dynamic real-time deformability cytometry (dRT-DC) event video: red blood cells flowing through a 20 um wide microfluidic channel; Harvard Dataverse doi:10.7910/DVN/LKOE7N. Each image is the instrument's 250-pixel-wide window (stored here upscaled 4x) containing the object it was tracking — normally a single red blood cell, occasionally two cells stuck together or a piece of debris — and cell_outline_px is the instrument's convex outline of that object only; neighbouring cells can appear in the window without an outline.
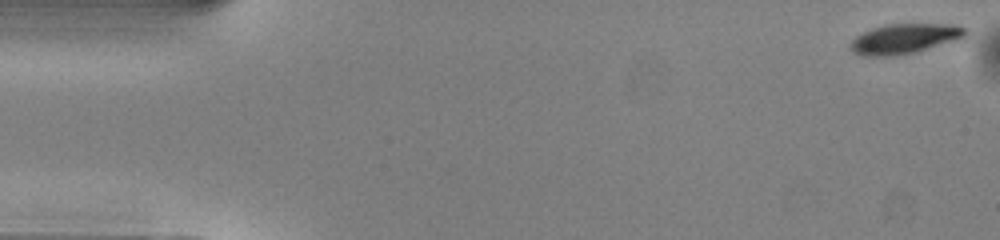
{"species": "common noctule bat (a hibernating species)", "species_latin": "Nyctalus noctula", "temperature_condition": "warm", "stored_images_in_passage": 51, "camera_frame_rate_fps": 3000, "um_per_image_px": 0.085, "animal": {"sex": "male", "body_mass_g": 13.0, "forearm_length_mm": 53.1}, "frame": {"image": 1, "passage_image": 1, "time_ms": 0.0, "image_size_px": [1000, 240], "cell_outline_px": [[968, 36], [964, 40], [916, 52], [896, 56], [860, 56], [852, 52], [848, 44], [856, 36], [872, 28], [888, 24], [952, 24], [968, 28]], "centroid_in_image_um": [76.98, 3.3], "position_along_channel_um": 8.0, "area_um2": 20.81}}
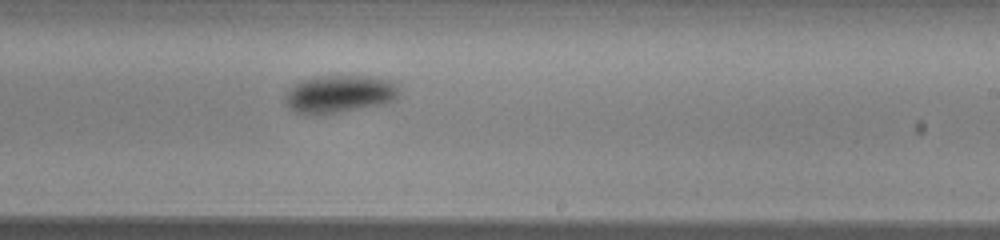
{"frame": {"image": 2, "passage_image": 30, "time_ms": 9.667, "image_size_px": [1000, 240], "cell_outline_px": [[400, 96], [384, 104], [340, 112], [312, 116], [304, 116], [292, 112], [288, 108], [284, 100], [284, 96], [300, 80], [312, 76], [368, 76], [388, 80], [400, 88]], "centroid_in_image_um": [28.79, 8.02], "position_along_channel_um": 260.2, "area_um2": 25.49}}
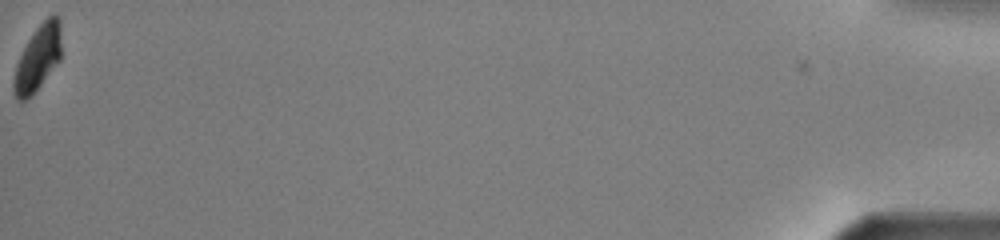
{"frame": {"image": 3, "passage_image": 51, "time_ms": 16.667, "image_size_px": [1000, 240], "cell_outline_px": [[60, 60], [40, 84], [24, 100], [20, 100], [16, 96], [12, 88], [12, 80], [16, 64], [28, 40], [36, 28], [52, 12], [56, 12], [60, 20]], "centroid_in_image_um": [3.21, 4.87], "position_along_channel_um": 432.0, "area_um2": 17.74}, "authors_computed_cell_mechanics": {"area_um2": 22.542, "velocity_mm_per_s": 4.0111, "shape_relaxation_time_tau1_ms": 1.6376, "shape_relaxation_time_tau2_ms": null, "deformation_change_tau1": 0.1207, "deformation_change_tau2": null}}